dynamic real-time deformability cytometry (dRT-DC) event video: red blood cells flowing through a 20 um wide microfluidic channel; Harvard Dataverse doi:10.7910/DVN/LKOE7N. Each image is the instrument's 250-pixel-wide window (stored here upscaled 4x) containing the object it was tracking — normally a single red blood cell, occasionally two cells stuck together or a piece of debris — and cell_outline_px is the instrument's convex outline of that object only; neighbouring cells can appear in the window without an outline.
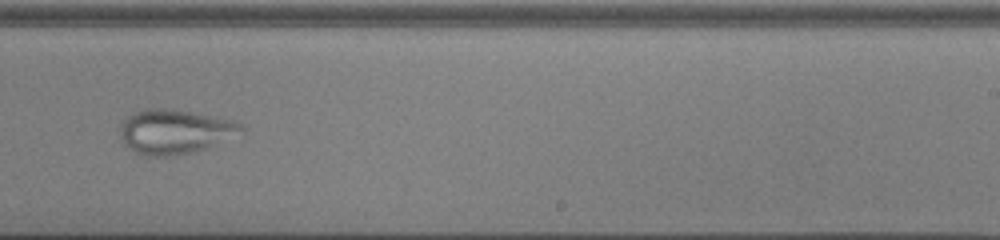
{"species": "common noctule bat (a hibernating species)", "species_latin": "Nyctalus noctula", "temperature_condition": "cold", "stored_images_in_passage": 40, "camera_frame_rate_fps": 3000, "um_per_image_px": 0.085, "animal": {"sex": "male", "body_mass_g": 13.0, "forearm_length_mm": 53.1}, "frame": {"image": 1, "passage_image": 24, "time_ms": 7.667, "image_size_px": [1000, 240], "cell_outline_px": [[244, 140], [192, 152], [172, 156], [148, 156], [136, 152], [124, 144], [120, 136], [120, 124], [128, 116], [136, 112], [148, 108], [172, 108], [236, 120], [244, 128]], "centroid_in_image_um": [15.05, 11.2], "position_along_channel_um": 274.0, "area_um2": 32.71}}
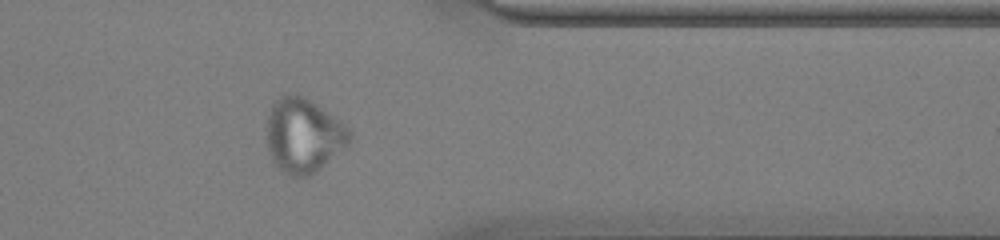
{"frame": {"image": 2, "passage_image": 33, "time_ms": 10.667, "image_size_px": [1000, 240], "cell_outline_px": [[352, 136], [348, 144], [320, 168], [308, 176], [292, 176], [284, 172], [272, 160], [268, 148], [268, 116], [272, 100], [284, 92], [296, 92], [304, 96], [316, 104], [344, 124], [352, 132]], "centroid_in_image_um": [25.77, 11.45], "position_along_channel_um": 385.6, "area_um2": 35.78}}